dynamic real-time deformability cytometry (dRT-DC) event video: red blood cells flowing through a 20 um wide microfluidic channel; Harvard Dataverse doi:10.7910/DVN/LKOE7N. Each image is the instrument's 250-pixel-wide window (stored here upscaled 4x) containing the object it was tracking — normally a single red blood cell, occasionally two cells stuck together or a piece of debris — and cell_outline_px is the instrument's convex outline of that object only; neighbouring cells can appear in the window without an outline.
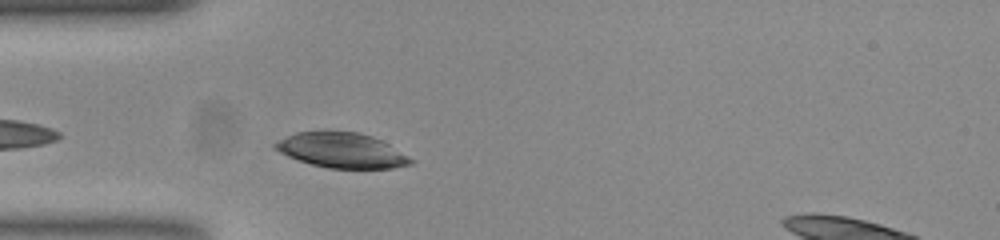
{"species": "common noctule bat (a hibernating species)", "species_latin": "Nyctalus noctula", "temperature_condition": "room temperature", "stored_images_in_passage": 35, "camera_frame_rate_fps": 3000, "um_per_image_px": 0.085, "animal": {"sex": "female", "body_mass_g": 23.0, "forearm_length_mm": 53.4}, "frame": {"image": 1, "passage_image": 3, "time_ms": 0.667, "image_size_px": [1000, 240], "cell_outline_px": [[412, 164], [392, 168], [328, 168], [312, 164], [288, 156], [280, 152], [272, 144], [296, 132], [356, 132], [372, 136], [388, 144], [412, 160]], "centroid_in_image_um": [29.03, 12.79], "position_along_channel_um": 56.0, "area_um2": 26.88}}
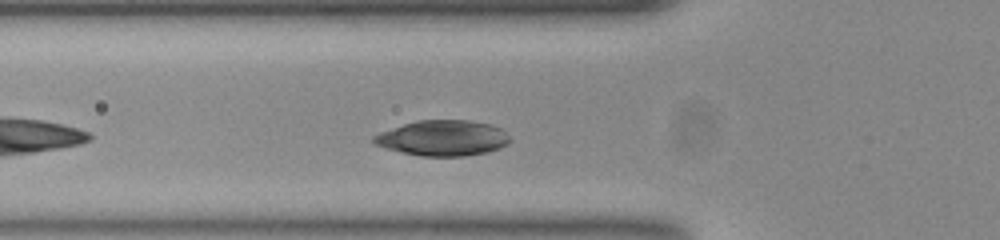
{"frame": {"image": 2, "passage_image": 6, "time_ms": 1.667, "image_size_px": [1000, 240], "cell_outline_px": [[508, 140], [504, 144], [488, 152], [464, 156], [420, 156], [388, 148], [376, 144], [372, 140], [372, 136], [380, 132], [416, 120], [468, 120], [488, 124], [500, 128], [508, 136]], "centroid_in_image_um": [37.6, 11.73], "position_along_channel_um": 88.2, "area_um2": 27.63}}
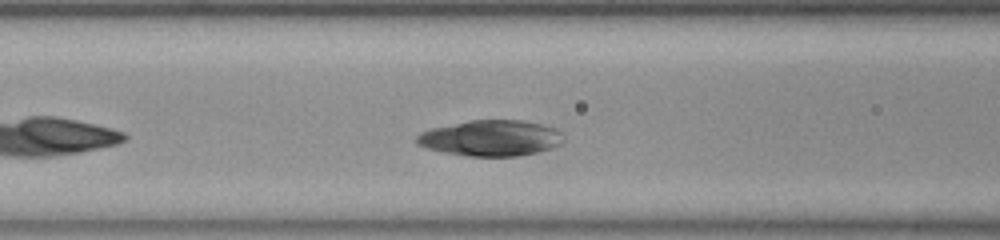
{"frame": {"image": 3, "passage_image": 9, "time_ms": 2.667, "image_size_px": [1000, 240], "cell_outline_px": [[564, 140], [560, 144], [536, 152], [516, 156], [468, 156], [444, 152], [428, 148], [420, 144], [416, 140], [416, 136], [420, 132], [432, 128], [472, 120], [520, 120], [540, 124], [552, 128], [560, 132]], "centroid_in_image_um": [41.7, 11.73], "position_along_channel_um": 124.9, "area_um2": 30.11}}